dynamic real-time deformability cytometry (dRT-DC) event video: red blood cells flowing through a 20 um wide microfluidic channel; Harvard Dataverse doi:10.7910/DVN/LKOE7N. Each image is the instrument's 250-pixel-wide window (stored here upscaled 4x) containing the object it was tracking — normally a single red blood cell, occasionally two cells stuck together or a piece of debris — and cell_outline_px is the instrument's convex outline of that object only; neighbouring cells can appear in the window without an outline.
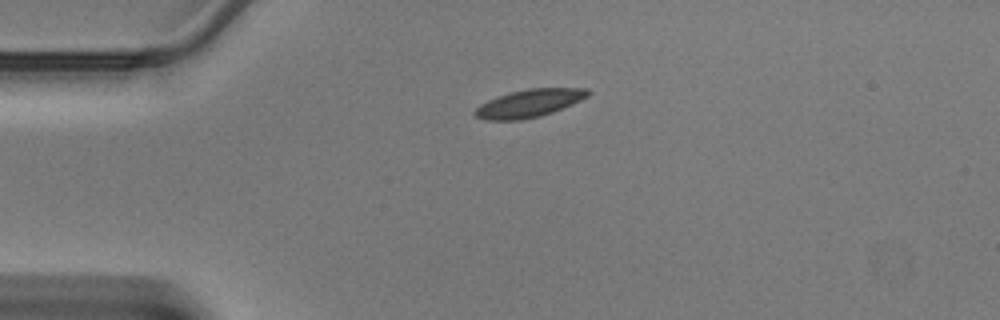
{"species": "Egyptian fruit bat (a non-hibernating species)", "species_latin": "Rousettus aegyptiacus", "temperature_condition": "warm", "stored_images_in_passage": 36, "camera_frame_rate_fps": 3000, "um_per_image_px": 0.085, "animal": {"sex": "male"}, "frame": {"image": 1, "passage_image": 1, "time_ms": 0.0, "image_size_px": [1000, 320], "cell_outline_px": [[592, 92], [588, 96], [572, 104], [552, 112], [540, 116], [520, 120], [484, 120], [476, 116], [472, 112], [480, 104], [496, 96], [508, 92], [528, 88], [588, 88]], "centroid_in_image_um": [44.96, 8.77], "position_along_channel_um": 40.0, "area_um2": 18.44}}
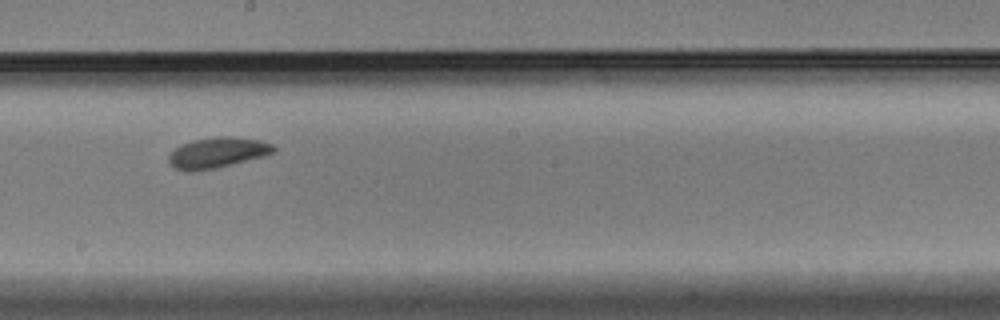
{"frame": {"image": 2, "passage_image": 16, "time_ms": 5.0, "image_size_px": [1000, 320], "cell_outline_px": [[276, 152], [264, 156], [216, 168], [192, 172], [188, 172], [176, 168], [168, 164], [168, 156], [180, 144], [192, 140], [216, 136], [232, 136], [260, 140], [272, 144], [276, 148]], "centroid_in_image_um": [18.47, 12.97], "position_along_channel_um": 229.7, "area_um2": 18.9}}
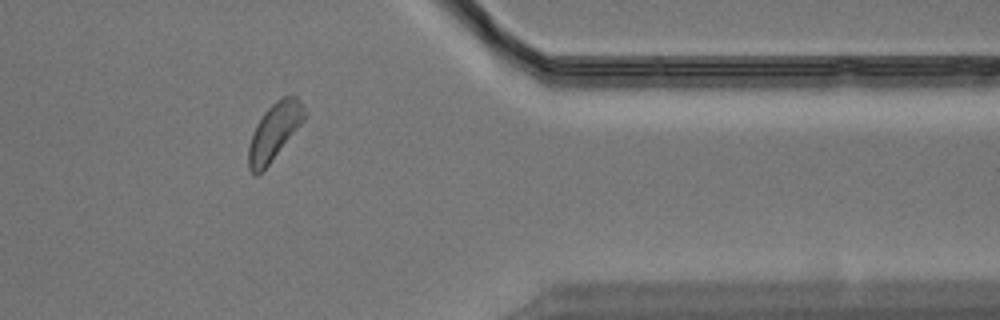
{"frame": {"image": 3, "passage_image": 28, "time_ms": 9.0, "image_size_px": [1000, 320], "cell_outline_px": [[308, 116], [268, 164], [256, 176], [248, 168], [248, 144], [252, 132], [256, 124], [264, 112], [276, 100], [284, 96], [296, 96], [300, 100], [308, 112]], "centroid_in_image_um": [23.33, 11.14], "position_along_channel_um": 388.1, "area_um2": 18.5}}